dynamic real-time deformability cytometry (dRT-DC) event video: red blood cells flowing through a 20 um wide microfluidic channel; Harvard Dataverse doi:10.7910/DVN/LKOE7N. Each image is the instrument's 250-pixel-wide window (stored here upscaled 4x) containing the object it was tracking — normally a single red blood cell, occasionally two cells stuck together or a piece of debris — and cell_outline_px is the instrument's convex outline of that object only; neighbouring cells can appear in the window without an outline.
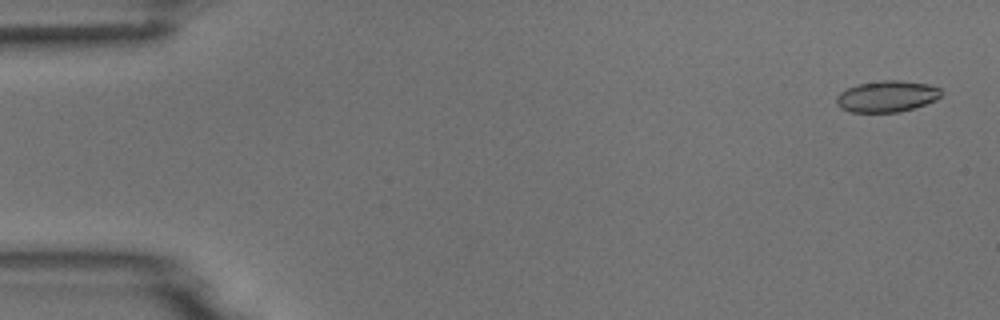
{"species": "common noctule bat (a hibernating species)", "species_latin": "Nyctalus noctula", "temperature_condition": "room temperature", "stored_images_in_passage": 4, "camera_frame_rate_fps": 3000, "um_per_image_px": 0.085, "animal": {"sex": "male", "body_mass_g": 18.8}, "frame": {"image": 1, "passage_image": 1, "time_ms": 0.0, "image_size_px": [1000, 320], "cell_outline_px": [[940, 96], [936, 100], [900, 112], [852, 112], [840, 108], [836, 104], [836, 96], [840, 92], [856, 84], [880, 80], [900, 80], [928, 84], [940, 88]], "centroid_in_image_um": [75.35, 8.18], "position_along_channel_um": 9.7, "area_um2": 19.13}}
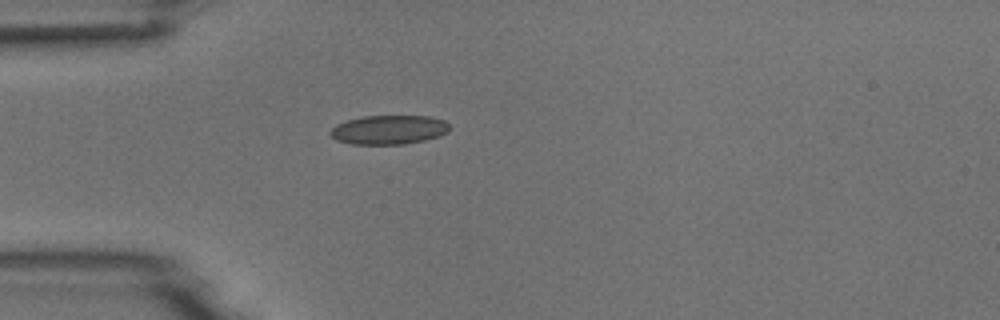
{"frame": {"image": 2, "passage_image": 4, "time_ms": 1.0, "image_size_px": [1000, 320], "cell_outline_px": [[448, 132], [440, 136], [424, 140], [404, 144], [352, 144], [336, 140], [328, 132], [336, 124], [360, 116], [432, 116], [444, 120], [448, 124]], "centroid_in_image_um": [33.04, 11.02], "position_along_channel_um": 52.0, "area_um2": 20.29}}